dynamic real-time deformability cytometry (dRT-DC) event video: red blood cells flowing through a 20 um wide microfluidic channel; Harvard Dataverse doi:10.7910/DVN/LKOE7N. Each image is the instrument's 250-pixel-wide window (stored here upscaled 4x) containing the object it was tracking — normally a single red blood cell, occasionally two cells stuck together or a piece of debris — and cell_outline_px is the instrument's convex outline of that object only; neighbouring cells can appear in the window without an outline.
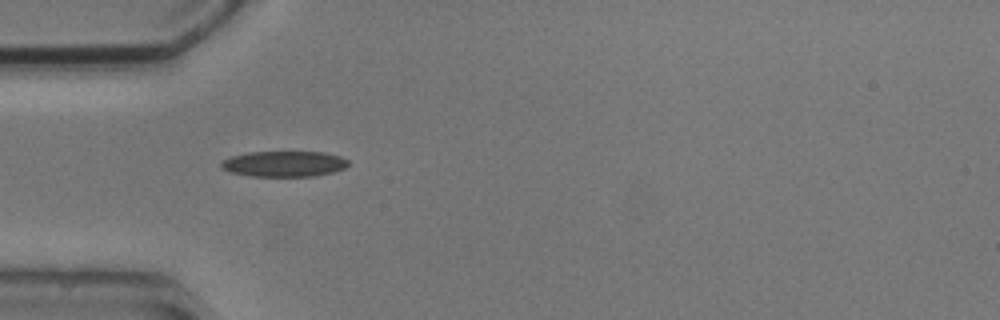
{"species": "common noctule bat (a hibernating species)", "species_latin": "Nyctalus noctula", "temperature_condition": "cold", "stored_images_in_passage": 2, "camera_frame_rate_fps": 3000, "um_per_image_px": 0.085, "animal": {"sex": "male", "body_mass_g": 20.5, "forearm_length_mm": 52.5}, "frame": {"image": 1, "passage_image": 1, "time_ms": 0.0, "image_size_px": [1000, 320], "cell_outline_px": [[348, 164], [344, 168], [336, 172], [316, 176], [252, 176], [228, 172], [220, 168], [220, 164], [224, 160], [232, 156], [248, 152], [324, 152], [340, 156], [348, 160]], "centroid_in_image_um": [24.15, 13.93], "position_along_channel_um": 60.8, "area_um2": 19.13}}